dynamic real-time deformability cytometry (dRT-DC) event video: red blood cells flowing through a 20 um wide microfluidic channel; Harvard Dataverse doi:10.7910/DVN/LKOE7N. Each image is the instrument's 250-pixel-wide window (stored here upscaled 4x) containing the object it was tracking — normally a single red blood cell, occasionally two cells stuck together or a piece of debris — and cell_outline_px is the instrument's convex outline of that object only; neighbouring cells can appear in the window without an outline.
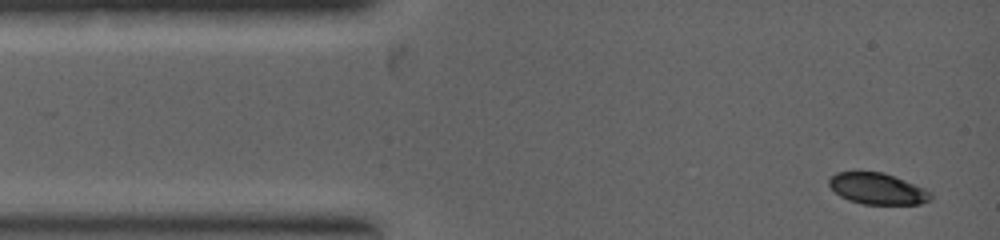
{"species": "common noctule bat (a hibernating species)", "species_latin": "Nyctalus noctula", "temperature_condition": "warm", "stored_images_in_passage": 7, "camera_frame_rate_fps": 5000, "um_per_image_px": 0.085, "animal": {"sex": "female", "body_mass_g": 19.0, "forearm_length_mm": 53.3}, "frame": {"image": 1, "passage_image": 1, "time_ms": 0.0, "image_size_px": [1000, 240], "cell_outline_px": [[932, 200], [920, 204], [864, 204], [848, 200], [840, 196], [828, 184], [828, 180], [836, 172], [884, 172], [924, 188], [932, 192]], "centroid_in_image_um": [74.61, 16.05], "position_along_channel_um": 10.4, "area_um2": 18.5}}
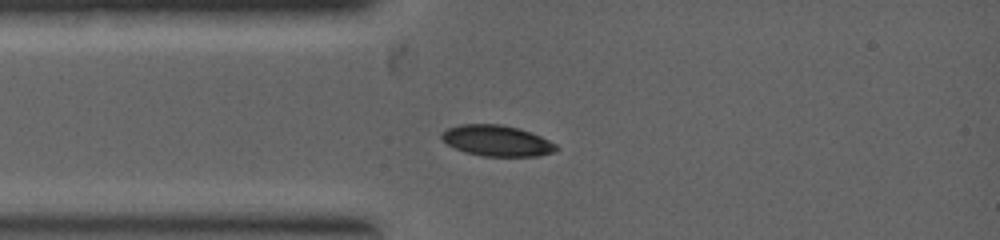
{"frame": {"image": 2, "passage_image": 6, "time_ms": 1.4, "image_size_px": [1000, 240], "cell_outline_px": [[560, 148], [552, 152], [536, 156], [484, 156], [464, 152], [448, 144], [440, 136], [440, 132], [448, 128], [460, 124], [500, 124], [516, 128], [540, 136], [556, 144]], "centroid_in_image_um": [42.2, 11.96], "position_along_channel_um": 42.8, "area_um2": 20.4}}